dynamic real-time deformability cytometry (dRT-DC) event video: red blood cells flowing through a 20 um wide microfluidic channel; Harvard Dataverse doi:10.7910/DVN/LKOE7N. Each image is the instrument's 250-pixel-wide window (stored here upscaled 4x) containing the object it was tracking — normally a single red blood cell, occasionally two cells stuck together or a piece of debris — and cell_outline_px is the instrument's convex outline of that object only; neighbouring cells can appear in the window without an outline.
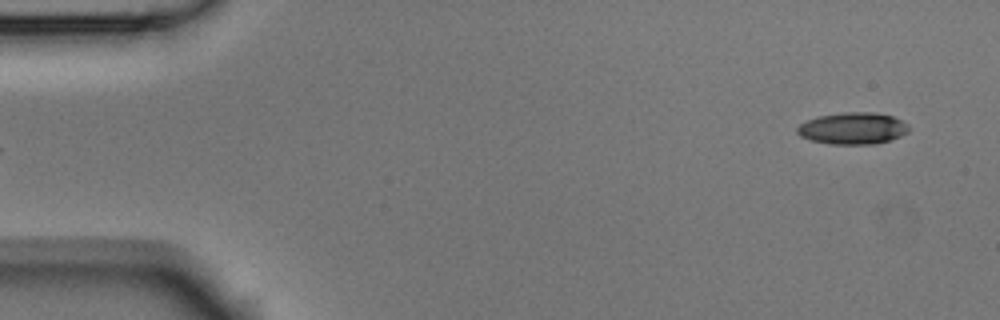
{"species": "Egyptian fruit bat (a non-hibernating species)", "species_latin": "Rousettus aegyptiacus", "temperature_condition": "room temperature", "stored_images_in_passage": 3, "camera_frame_rate_fps": 3000, "um_per_image_px": 0.085, "animal": {"sex": "male"}, "frame": {"image": 1, "passage_image": 3, "time_ms": 0.667, "image_size_px": [1000, 320], "cell_outline_px": [[908, 132], [900, 136], [888, 140], [872, 144], [828, 144], [812, 140], [800, 136], [796, 132], [796, 128], [800, 124], [816, 116], [844, 112], [876, 112], [892, 116], [908, 124]], "centroid_in_image_um": [72.46, 10.9], "position_along_channel_um": 12.5, "area_um2": 20.63}}